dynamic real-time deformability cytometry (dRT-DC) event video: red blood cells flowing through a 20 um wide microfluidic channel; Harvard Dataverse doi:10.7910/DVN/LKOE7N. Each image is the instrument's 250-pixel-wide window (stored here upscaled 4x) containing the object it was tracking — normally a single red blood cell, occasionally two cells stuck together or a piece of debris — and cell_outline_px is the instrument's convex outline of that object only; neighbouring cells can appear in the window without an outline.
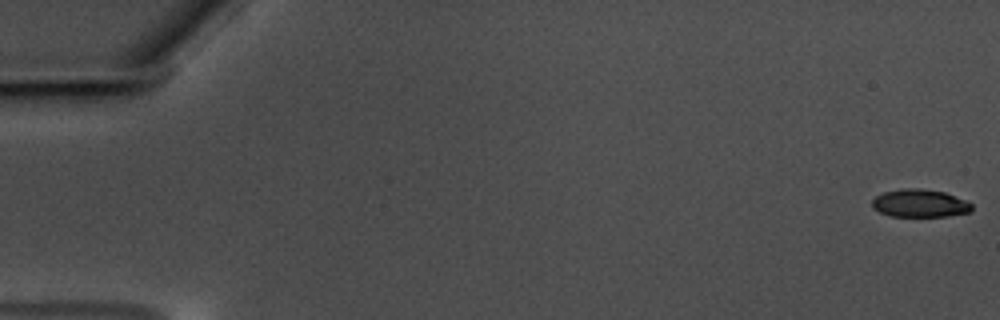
{"species": "common noctule bat (a hibernating species)", "species_latin": "Nyctalus noctula", "temperature_condition": "warm", "stored_images_in_passage": 59, "camera_frame_rate_fps": 3000, "um_per_image_px": 0.085, "animal": {"sex": "male", "body_mass_g": 17.5, "forearm_length_mm": 52.3}, "frame": {"image": 1, "passage_image": 1, "time_ms": 0.0, "image_size_px": [1000, 320], "cell_outline_px": [[972, 212], [948, 216], [888, 216], [872, 208], [872, 200], [876, 196], [884, 192], [904, 188], [916, 188], [944, 192], [964, 200], [972, 204]], "centroid_in_image_um": [78.17, 17.29], "position_along_channel_um": 6.8, "area_um2": 16.13}}
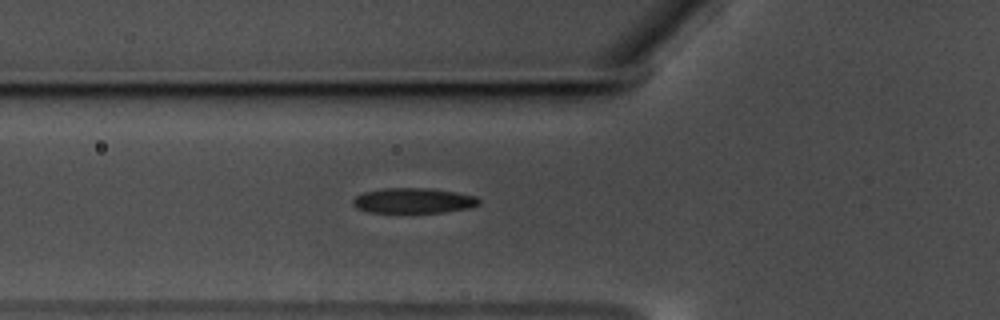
{"frame": {"image": 2, "passage_image": 22, "time_ms": 7.0, "image_size_px": [1000, 320], "cell_outline_px": [[480, 204], [468, 208], [444, 212], [368, 212], [356, 208], [352, 204], [352, 200], [356, 196], [364, 192], [384, 188], [428, 188], [456, 192], [476, 196], [480, 200]], "centroid_in_image_um": [35.13, 17.05], "position_along_channel_um": 90.7, "area_um2": 18.5}}
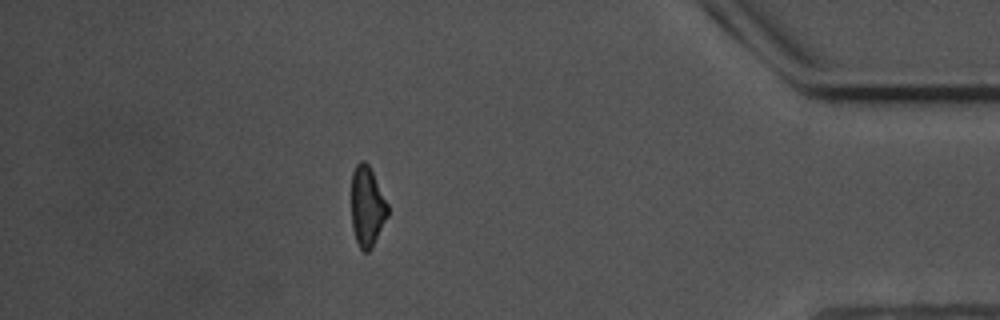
{"frame": {"image": 3, "passage_image": 52, "time_ms": 17.0, "image_size_px": [1000, 320], "cell_outline_px": [[388, 216], [372, 248], [368, 252], [364, 252], [360, 248], [356, 240], [352, 228], [352, 172], [356, 164], [360, 160], [364, 160], [368, 164], [388, 204]], "centroid_in_image_um": [31.2, 17.56], "position_along_channel_um": 404.0, "area_um2": 16.94}, "authors_computed_cell_mechanics": {"area_um2": 18.0336, "velocity_mm_per_s": 3.55, "shape_relaxation_time_tau1_ms": 4.4207, "shape_relaxation_time_tau2_ms": 5.6759, "deformation_change_tau1": 0.144, "deformation_change_tau2": 0.1542}}